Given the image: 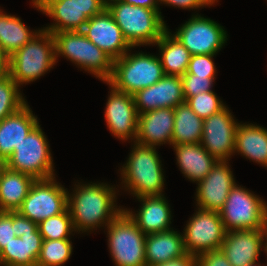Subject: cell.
Listing matches in <instances>:
<instances>
[{
  "label": "cell",
  "mask_w": 267,
  "mask_h": 266,
  "mask_svg": "<svg viewBox=\"0 0 267 266\" xmlns=\"http://www.w3.org/2000/svg\"><path fill=\"white\" fill-rule=\"evenodd\" d=\"M190 108L202 119L208 118L225 107L213 91L199 93L186 100Z\"/></svg>",
  "instance_id": "cell-34"
},
{
  "label": "cell",
  "mask_w": 267,
  "mask_h": 266,
  "mask_svg": "<svg viewBox=\"0 0 267 266\" xmlns=\"http://www.w3.org/2000/svg\"><path fill=\"white\" fill-rule=\"evenodd\" d=\"M70 239H43L36 266H62L73 252Z\"/></svg>",
  "instance_id": "cell-31"
},
{
  "label": "cell",
  "mask_w": 267,
  "mask_h": 266,
  "mask_svg": "<svg viewBox=\"0 0 267 266\" xmlns=\"http://www.w3.org/2000/svg\"><path fill=\"white\" fill-rule=\"evenodd\" d=\"M40 30L32 32L22 23L19 17L5 14L0 10V45L8 56L22 48Z\"/></svg>",
  "instance_id": "cell-30"
},
{
  "label": "cell",
  "mask_w": 267,
  "mask_h": 266,
  "mask_svg": "<svg viewBox=\"0 0 267 266\" xmlns=\"http://www.w3.org/2000/svg\"><path fill=\"white\" fill-rule=\"evenodd\" d=\"M107 231L116 266H146V235L124 210L107 226Z\"/></svg>",
  "instance_id": "cell-7"
},
{
  "label": "cell",
  "mask_w": 267,
  "mask_h": 266,
  "mask_svg": "<svg viewBox=\"0 0 267 266\" xmlns=\"http://www.w3.org/2000/svg\"><path fill=\"white\" fill-rule=\"evenodd\" d=\"M35 180L26 173L7 168L0 179V211L16 212Z\"/></svg>",
  "instance_id": "cell-27"
},
{
  "label": "cell",
  "mask_w": 267,
  "mask_h": 266,
  "mask_svg": "<svg viewBox=\"0 0 267 266\" xmlns=\"http://www.w3.org/2000/svg\"><path fill=\"white\" fill-rule=\"evenodd\" d=\"M218 0H159L160 4H168L183 9H198L207 5H212Z\"/></svg>",
  "instance_id": "cell-39"
},
{
  "label": "cell",
  "mask_w": 267,
  "mask_h": 266,
  "mask_svg": "<svg viewBox=\"0 0 267 266\" xmlns=\"http://www.w3.org/2000/svg\"><path fill=\"white\" fill-rule=\"evenodd\" d=\"M133 96L138 114L159 108H175L185 102L181 76L164 75Z\"/></svg>",
  "instance_id": "cell-18"
},
{
  "label": "cell",
  "mask_w": 267,
  "mask_h": 266,
  "mask_svg": "<svg viewBox=\"0 0 267 266\" xmlns=\"http://www.w3.org/2000/svg\"><path fill=\"white\" fill-rule=\"evenodd\" d=\"M215 77H201L193 74H184L182 79L183 95L185 101L200 92H210L215 81Z\"/></svg>",
  "instance_id": "cell-35"
},
{
  "label": "cell",
  "mask_w": 267,
  "mask_h": 266,
  "mask_svg": "<svg viewBox=\"0 0 267 266\" xmlns=\"http://www.w3.org/2000/svg\"><path fill=\"white\" fill-rule=\"evenodd\" d=\"M183 233L186 253L197 257L201 253L221 249L227 231L219 212L198 208Z\"/></svg>",
  "instance_id": "cell-12"
},
{
  "label": "cell",
  "mask_w": 267,
  "mask_h": 266,
  "mask_svg": "<svg viewBox=\"0 0 267 266\" xmlns=\"http://www.w3.org/2000/svg\"><path fill=\"white\" fill-rule=\"evenodd\" d=\"M267 167V129L254 124H238L234 153Z\"/></svg>",
  "instance_id": "cell-26"
},
{
  "label": "cell",
  "mask_w": 267,
  "mask_h": 266,
  "mask_svg": "<svg viewBox=\"0 0 267 266\" xmlns=\"http://www.w3.org/2000/svg\"><path fill=\"white\" fill-rule=\"evenodd\" d=\"M34 7L54 19L50 33L81 31L87 21L106 8V0H32Z\"/></svg>",
  "instance_id": "cell-10"
},
{
  "label": "cell",
  "mask_w": 267,
  "mask_h": 266,
  "mask_svg": "<svg viewBox=\"0 0 267 266\" xmlns=\"http://www.w3.org/2000/svg\"><path fill=\"white\" fill-rule=\"evenodd\" d=\"M106 8L132 47L154 44L168 29L159 9L139 7L123 0H106Z\"/></svg>",
  "instance_id": "cell-2"
},
{
  "label": "cell",
  "mask_w": 267,
  "mask_h": 266,
  "mask_svg": "<svg viewBox=\"0 0 267 266\" xmlns=\"http://www.w3.org/2000/svg\"><path fill=\"white\" fill-rule=\"evenodd\" d=\"M183 235L173 229L146 235V266L176 260L186 255Z\"/></svg>",
  "instance_id": "cell-23"
},
{
  "label": "cell",
  "mask_w": 267,
  "mask_h": 266,
  "mask_svg": "<svg viewBox=\"0 0 267 266\" xmlns=\"http://www.w3.org/2000/svg\"><path fill=\"white\" fill-rule=\"evenodd\" d=\"M0 265L3 266V262H2V259H1V252H0Z\"/></svg>",
  "instance_id": "cell-47"
},
{
  "label": "cell",
  "mask_w": 267,
  "mask_h": 266,
  "mask_svg": "<svg viewBox=\"0 0 267 266\" xmlns=\"http://www.w3.org/2000/svg\"><path fill=\"white\" fill-rule=\"evenodd\" d=\"M154 266H197V257L193 255L186 254L184 257L167 261Z\"/></svg>",
  "instance_id": "cell-41"
},
{
  "label": "cell",
  "mask_w": 267,
  "mask_h": 266,
  "mask_svg": "<svg viewBox=\"0 0 267 266\" xmlns=\"http://www.w3.org/2000/svg\"><path fill=\"white\" fill-rule=\"evenodd\" d=\"M173 34L191 55H216L227 41V32L215 21L193 15Z\"/></svg>",
  "instance_id": "cell-13"
},
{
  "label": "cell",
  "mask_w": 267,
  "mask_h": 266,
  "mask_svg": "<svg viewBox=\"0 0 267 266\" xmlns=\"http://www.w3.org/2000/svg\"><path fill=\"white\" fill-rule=\"evenodd\" d=\"M266 229L232 230L226 233L221 250L232 266L256 263L263 249Z\"/></svg>",
  "instance_id": "cell-19"
},
{
  "label": "cell",
  "mask_w": 267,
  "mask_h": 266,
  "mask_svg": "<svg viewBox=\"0 0 267 266\" xmlns=\"http://www.w3.org/2000/svg\"><path fill=\"white\" fill-rule=\"evenodd\" d=\"M219 213L227 232L267 228V204L238 184L230 190Z\"/></svg>",
  "instance_id": "cell-8"
},
{
  "label": "cell",
  "mask_w": 267,
  "mask_h": 266,
  "mask_svg": "<svg viewBox=\"0 0 267 266\" xmlns=\"http://www.w3.org/2000/svg\"><path fill=\"white\" fill-rule=\"evenodd\" d=\"M81 32L113 60L121 58L133 48L107 8L90 18Z\"/></svg>",
  "instance_id": "cell-15"
},
{
  "label": "cell",
  "mask_w": 267,
  "mask_h": 266,
  "mask_svg": "<svg viewBox=\"0 0 267 266\" xmlns=\"http://www.w3.org/2000/svg\"><path fill=\"white\" fill-rule=\"evenodd\" d=\"M264 238H266V239H264V240H266V243H265V241H264V251L266 252V254H267V229H266V232H265V237Z\"/></svg>",
  "instance_id": "cell-45"
},
{
  "label": "cell",
  "mask_w": 267,
  "mask_h": 266,
  "mask_svg": "<svg viewBox=\"0 0 267 266\" xmlns=\"http://www.w3.org/2000/svg\"><path fill=\"white\" fill-rule=\"evenodd\" d=\"M9 74V56L3 51L0 45V79Z\"/></svg>",
  "instance_id": "cell-42"
},
{
  "label": "cell",
  "mask_w": 267,
  "mask_h": 266,
  "mask_svg": "<svg viewBox=\"0 0 267 266\" xmlns=\"http://www.w3.org/2000/svg\"><path fill=\"white\" fill-rule=\"evenodd\" d=\"M49 148L44 132L38 123L18 147L14 148V152L7 159V168L26 173L35 179L55 177Z\"/></svg>",
  "instance_id": "cell-9"
},
{
  "label": "cell",
  "mask_w": 267,
  "mask_h": 266,
  "mask_svg": "<svg viewBox=\"0 0 267 266\" xmlns=\"http://www.w3.org/2000/svg\"><path fill=\"white\" fill-rule=\"evenodd\" d=\"M74 191L72 196L68 192L67 208L76 232L108 226L124 210L116 207L117 192L107 183H78Z\"/></svg>",
  "instance_id": "cell-1"
},
{
  "label": "cell",
  "mask_w": 267,
  "mask_h": 266,
  "mask_svg": "<svg viewBox=\"0 0 267 266\" xmlns=\"http://www.w3.org/2000/svg\"><path fill=\"white\" fill-rule=\"evenodd\" d=\"M55 41V60L62 55L103 82L112 75L113 59L93 44L81 31L52 33Z\"/></svg>",
  "instance_id": "cell-5"
},
{
  "label": "cell",
  "mask_w": 267,
  "mask_h": 266,
  "mask_svg": "<svg viewBox=\"0 0 267 266\" xmlns=\"http://www.w3.org/2000/svg\"><path fill=\"white\" fill-rule=\"evenodd\" d=\"M181 172L193 182H200L218 162L200 143L172 145Z\"/></svg>",
  "instance_id": "cell-24"
},
{
  "label": "cell",
  "mask_w": 267,
  "mask_h": 266,
  "mask_svg": "<svg viewBox=\"0 0 267 266\" xmlns=\"http://www.w3.org/2000/svg\"><path fill=\"white\" fill-rule=\"evenodd\" d=\"M18 87L9 74L0 79V121L17 112L27 103Z\"/></svg>",
  "instance_id": "cell-32"
},
{
  "label": "cell",
  "mask_w": 267,
  "mask_h": 266,
  "mask_svg": "<svg viewBox=\"0 0 267 266\" xmlns=\"http://www.w3.org/2000/svg\"><path fill=\"white\" fill-rule=\"evenodd\" d=\"M159 46L160 60L165 75L183 76L188 69L191 54L167 29L154 45Z\"/></svg>",
  "instance_id": "cell-28"
},
{
  "label": "cell",
  "mask_w": 267,
  "mask_h": 266,
  "mask_svg": "<svg viewBox=\"0 0 267 266\" xmlns=\"http://www.w3.org/2000/svg\"><path fill=\"white\" fill-rule=\"evenodd\" d=\"M238 124L225 106L204 119L200 144L218 161H228L234 153Z\"/></svg>",
  "instance_id": "cell-14"
},
{
  "label": "cell",
  "mask_w": 267,
  "mask_h": 266,
  "mask_svg": "<svg viewBox=\"0 0 267 266\" xmlns=\"http://www.w3.org/2000/svg\"><path fill=\"white\" fill-rule=\"evenodd\" d=\"M174 108H159L138 115L137 137L134 142L156 147L172 145Z\"/></svg>",
  "instance_id": "cell-20"
},
{
  "label": "cell",
  "mask_w": 267,
  "mask_h": 266,
  "mask_svg": "<svg viewBox=\"0 0 267 266\" xmlns=\"http://www.w3.org/2000/svg\"><path fill=\"white\" fill-rule=\"evenodd\" d=\"M55 63L53 35L41 29L28 43L9 56V75L20 87L44 75Z\"/></svg>",
  "instance_id": "cell-4"
},
{
  "label": "cell",
  "mask_w": 267,
  "mask_h": 266,
  "mask_svg": "<svg viewBox=\"0 0 267 266\" xmlns=\"http://www.w3.org/2000/svg\"><path fill=\"white\" fill-rule=\"evenodd\" d=\"M15 231V212L0 211V252L16 237Z\"/></svg>",
  "instance_id": "cell-37"
},
{
  "label": "cell",
  "mask_w": 267,
  "mask_h": 266,
  "mask_svg": "<svg viewBox=\"0 0 267 266\" xmlns=\"http://www.w3.org/2000/svg\"><path fill=\"white\" fill-rule=\"evenodd\" d=\"M43 239H70L69 235L75 231L68 208L61 214L49 217L38 224Z\"/></svg>",
  "instance_id": "cell-33"
},
{
  "label": "cell",
  "mask_w": 267,
  "mask_h": 266,
  "mask_svg": "<svg viewBox=\"0 0 267 266\" xmlns=\"http://www.w3.org/2000/svg\"><path fill=\"white\" fill-rule=\"evenodd\" d=\"M42 235L37 228L33 233L14 237L1 251L4 266H36L42 246Z\"/></svg>",
  "instance_id": "cell-25"
},
{
  "label": "cell",
  "mask_w": 267,
  "mask_h": 266,
  "mask_svg": "<svg viewBox=\"0 0 267 266\" xmlns=\"http://www.w3.org/2000/svg\"><path fill=\"white\" fill-rule=\"evenodd\" d=\"M6 169H7V160L0 157V179Z\"/></svg>",
  "instance_id": "cell-44"
},
{
  "label": "cell",
  "mask_w": 267,
  "mask_h": 266,
  "mask_svg": "<svg viewBox=\"0 0 267 266\" xmlns=\"http://www.w3.org/2000/svg\"><path fill=\"white\" fill-rule=\"evenodd\" d=\"M236 182L227 161H218L208 175L198 182L197 206L219 212Z\"/></svg>",
  "instance_id": "cell-17"
},
{
  "label": "cell",
  "mask_w": 267,
  "mask_h": 266,
  "mask_svg": "<svg viewBox=\"0 0 267 266\" xmlns=\"http://www.w3.org/2000/svg\"><path fill=\"white\" fill-rule=\"evenodd\" d=\"M156 147L134 144L125 165L121 169L122 182L137 198L160 196L164 187V175Z\"/></svg>",
  "instance_id": "cell-3"
},
{
  "label": "cell",
  "mask_w": 267,
  "mask_h": 266,
  "mask_svg": "<svg viewBox=\"0 0 267 266\" xmlns=\"http://www.w3.org/2000/svg\"><path fill=\"white\" fill-rule=\"evenodd\" d=\"M38 123L37 117L33 115L27 103L17 112L1 120L0 157L7 160L14 152V148L18 147Z\"/></svg>",
  "instance_id": "cell-22"
},
{
  "label": "cell",
  "mask_w": 267,
  "mask_h": 266,
  "mask_svg": "<svg viewBox=\"0 0 267 266\" xmlns=\"http://www.w3.org/2000/svg\"><path fill=\"white\" fill-rule=\"evenodd\" d=\"M245 266H262V265H260V264H258V263H254V264H251V265H245Z\"/></svg>",
  "instance_id": "cell-46"
},
{
  "label": "cell",
  "mask_w": 267,
  "mask_h": 266,
  "mask_svg": "<svg viewBox=\"0 0 267 266\" xmlns=\"http://www.w3.org/2000/svg\"><path fill=\"white\" fill-rule=\"evenodd\" d=\"M126 1L128 4L150 8V9H159V0H123Z\"/></svg>",
  "instance_id": "cell-43"
},
{
  "label": "cell",
  "mask_w": 267,
  "mask_h": 266,
  "mask_svg": "<svg viewBox=\"0 0 267 266\" xmlns=\"http://www.w3.org/2000/svg\"><path fill=\"white\" fill-rule=\"evenodd\" d=\"M214 55H191L189 66L185 74H193L201 77H215L216 67Z\"/></svg>",
  "instance_id": "cell-36"
},
{
  "label": "cell",
  "mask_w": 267,
  "mask_h": 266,
  "mask_svg": "<svg viewBox=\"0 0 267 266\" xmlns=\"http://www.w3.org/2000/svg\"><path fill=\"white\" fill-rule=\"evenodd\" d=\"M38 228V224L31 221L27 217L15 212V234L16 237H21L26 233H33Z\"/></svg>",
  "instance_id": "cell-40"
},
{
  "label": "cell",
  "mask_w": 267,
  "mask_h": 266,
  "mask_svg": "<svg viewBox=\"0 0 267 266\" xmlns=\"http://www.w3.org/2000/svg\"><path fill=\"white\" fill-rule=\"evenodd\" d=\"M111 92L106 103L105 120L110 132L121 140L135 139L138 128V112L134 96L115 89L110 85Z\"/></svg>",
  "instance_id": "cell-16"
},
{
  "label": "cell",
  "mask_w": 267,
  "mask_h": 266,
  "mask_svg": "<svg viewBox=\"0 0 267 266\" xmlns=\"http://www.w3.org/2000/svg\"><path fill=\"white\" fill-rule=\"evenodd\" d=\"M197 266H232L221 249L207 251L197 256Z\"/></svg>",
  "instance_id": "cell-38"
},
{
  "label": "cell",
  "mask_w": 267,
  "mask_h": 266,
  "mask_svg": "<svg viewBox=\"0 0 267 266\" xmlns=\"http://www.w3.org/2000/svg\"><path fill=\"white\" fill-rule=\"evenodd\" d=\"M125 53L113 61V71L107 84L115 89L136 94L158 82L164 75L160 57L144 53Z\"/></svg>",
  "instance_id": "cell-6"
},
{
  "label": "cell",
  "mask_w": 267,
  "mask_h": 266,
  "mask_svg": "<svg viewBox=\"0 0 267 266\" xmlns=\"http://www.w3.org/2000/svg\"><path fill=\"white\" fill-rule=\"evenodd\" d=\"M204 119L185 102L174 108L172 145L200 143Z\"/></svg>",
  "instance_id": "cell-29"
},
{
  "label": "cell",
  "mask_w": 267,
  "mask_h": 266,
  "mask_svg": "<svg viewBox=\"0 0 267 266\" xmlns=\"http://www.w3.org/2000/svg\"><path fill=\"white\" fill-rule=\"evenodd\" d=\"M139 199L142 206L137 214L124 209L138 228L145 234H153L171 230V211L164 195L143 196Z\"/></svg>",
  "instance_id": "cell-21"
},
{
  "label": "cell",
  "mask_w": 267,
  "mask_h": 266,
  "mask_svg": "<svg viewBox=\"0 0 267 266\" xmlns=\"http://www.w3.org/2000/svg\"><path fill=\"white\" fill-rule=\"evenodd\" d=\"M54 178L36 179L17 212L37 224L63 213L68 192Z\"/></svg>",
  "instance_id": "cell-11"
}]
</instances>
